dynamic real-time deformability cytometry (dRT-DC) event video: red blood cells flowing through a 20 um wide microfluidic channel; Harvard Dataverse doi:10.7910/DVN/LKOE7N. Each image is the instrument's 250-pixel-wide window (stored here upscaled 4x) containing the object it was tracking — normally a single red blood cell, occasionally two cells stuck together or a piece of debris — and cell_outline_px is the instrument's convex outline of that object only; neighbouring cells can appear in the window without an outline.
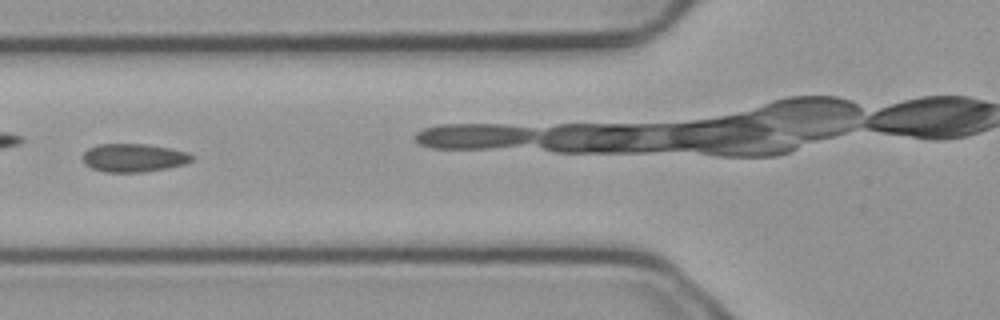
{"species": "common noctule bat (a hibernating species)", "species_latin": "Nyctalus noctula", "temperature_condition": "cold", "stored_images_in_passage": 5, "camera_frame_rate_fps": 3000, "um_per_image_px": 0.085, "animal": {"sex": "male", "body_mass_g": 23.1, "forearm_length_mm": 52.7}, "frame": {"image": 1, "passage_image": 5, "time_ms": 1.333, "image_size_px": [1000, 320], "cell_outline_px": [[196, 156], [192, 160], [184, 164], [168, 168], [144, 172], [104, 172], [92, 168], [84, 164], [84, 152], [88, 148], [100, 144], [144, 144], [168, 148], [188, 152]], "centroid_in_image_um": [11.38, 13.42], "position_along_channel_um": 114.4, "area_um2": 17.98}}